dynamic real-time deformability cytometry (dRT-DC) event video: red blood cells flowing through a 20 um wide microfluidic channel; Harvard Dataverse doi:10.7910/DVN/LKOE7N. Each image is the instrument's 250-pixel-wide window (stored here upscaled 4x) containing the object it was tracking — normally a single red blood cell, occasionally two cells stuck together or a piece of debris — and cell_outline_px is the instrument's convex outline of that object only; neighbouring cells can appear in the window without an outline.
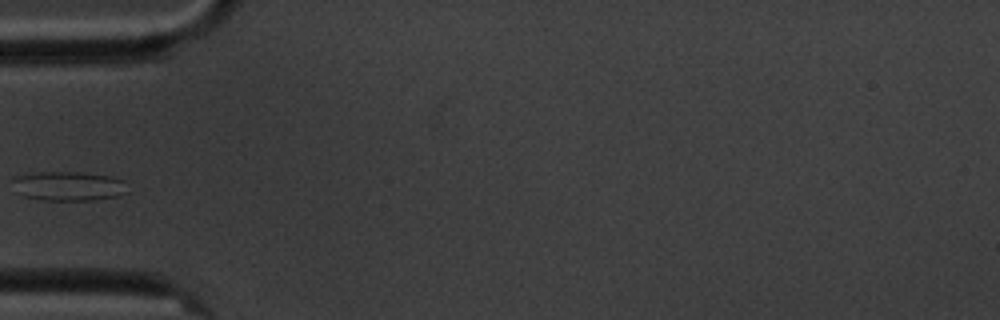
{"species": "common noctule bat (a hibernating species)", "species_latin": "Nyctalus noctula", "temperature_condition": "cold", "stored_images_in_passage": 13, "camera_frame_rate_fps": 3000, "um_per_image_px": 0.085, "animal": {"sex": "male", "body_mass_g": 20.1, "forearm_length_mm": 53.5}, "frame": {"image": 1, "passage_image": 3, "time_ms": 3.333, "image_size_px": [1000, 320], "cell_outline_px": [[128, 192], [116, 196], [96, 200], [44, 200], [24, 196], [16, 192], [12, 180], [16, 176], [40, 172], [80, 172], [112, 176], [124, 180]], "centroid_in_image_um": [5.85, 15.81], "position_along_channel_um": 79.2, "area_um2": 19.71}}
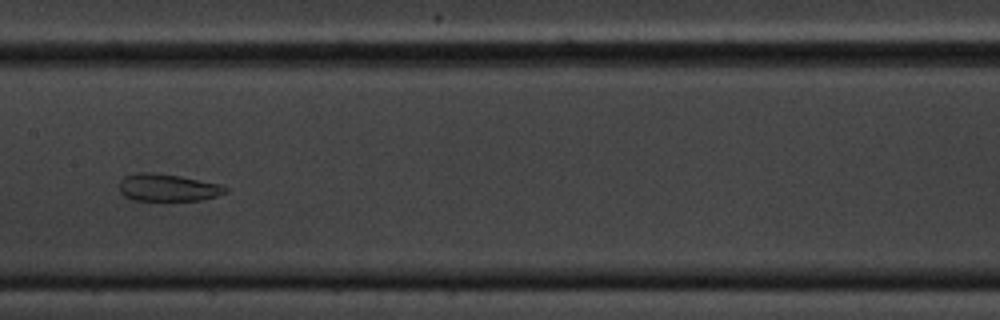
{"frame": {"image": 2, "passage_image": 6, "time_ms": 6.667, "image_size_px": [1000, 320], "cell_outline_px": [[228, 192], [216, 196], [200, 200], [132, 200], [124, 196], [120, 192], [120, 180], [124, 176], [136, 172], [156, 172], [180, 176], [224, 184], [228, 188]], "centroid_in_image_um": [14.28, 15.93], "position_along_channel_um": 193.1, "area_um2": 17.17}}
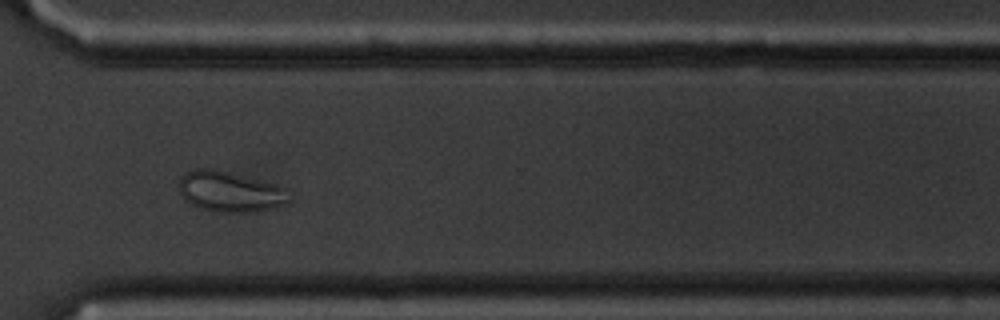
{"frame": {"image": 3, "passage_image": 10, "time_ms": 11.333, "image_size_px": [1000, 320], "cell_outline_px": [[292, 200], [268, 208], [244, 212], [220, 212], [200, 208], [184, 200], [180, 192], [180, 176], [184, 172], [192, 168], [212, 168], [280, 184], [284, 188]], "centroid_in_image_um": [19.51, 16.25], "position_along_channel_um": 351.1, "area_um2": 25.95}, "authors_computed_cell_mechanics": {"area_um2": 19.8254, "velocity_mm_per_s": 3.3945, "shape_relaxation_time_tau1_ms": null, "shape_relaxation_time_tau2_ms": 1.3641, "deformation_change_tau1": null, "deformation_change_tau2": 0.0703}}